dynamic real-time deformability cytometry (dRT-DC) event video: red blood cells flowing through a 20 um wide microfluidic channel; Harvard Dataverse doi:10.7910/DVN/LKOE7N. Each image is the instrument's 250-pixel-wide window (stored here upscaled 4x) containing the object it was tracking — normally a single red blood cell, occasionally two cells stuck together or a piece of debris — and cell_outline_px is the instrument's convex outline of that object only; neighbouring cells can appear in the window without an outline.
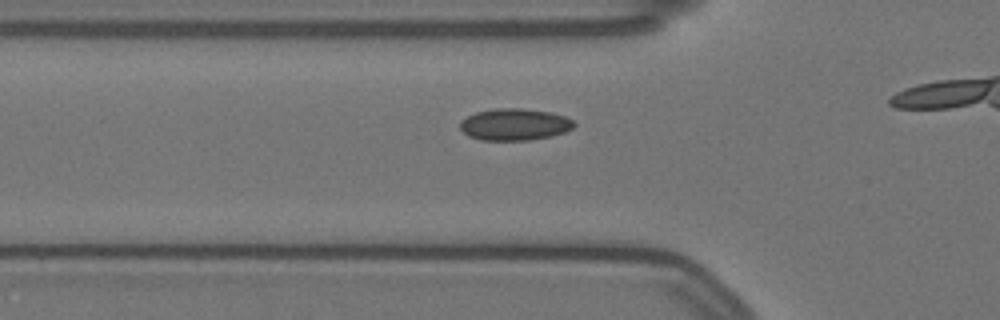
{"species": "Egyptian fruit bat (a non-hibernating species)", "species_latin": "Rousettus aegyptiacus", "temperature_condition": "warm", "stored_images_in_passage": 11, "camera_frame_rate_fps": 3000, "um_per_image_px": 0.085, "animal": {"sex": "female"}, "frame": {"image": 1, "passage_image": 2, "time_ms": 0.333, "image_size_px": [1000, 320], "cell_outline_px": [[576, 124], [572, 128], [564, 132], [552, 136], [528, 140], [480, 140], [468, 136], [460, 128], [460, 120], [476, 112], [496, 108], [520, 108], [552, 112], [564, 116], [572, 120]], "centroid_in_image_um": [43.73, 10.58], "position_along_channel_um": 82.1, "area_um2": 21.15}}
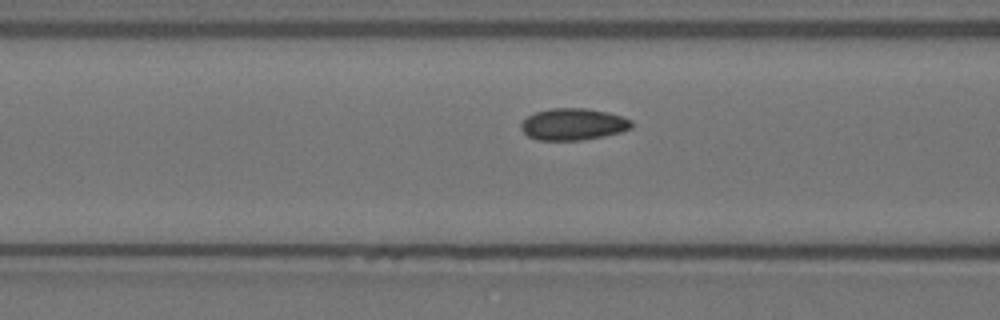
{"frame": {"image": 2, "passage_image": 5, "time_ms": 1.333, "image_size_px": [1000, 320], "cell_outline_px": [[632, 128], [620, 132], [604, 136], [580, 140], [536, 140], [528, 136], [520, 128], [520, 124], [528, 116], [536, 112], [552, 108], [584, 108], [608, 112], [632, 120]], "centroid_in_image_um": [48.71, 10.56], "position_along_channel_um": 117.9, "area_um2": 20.4}}
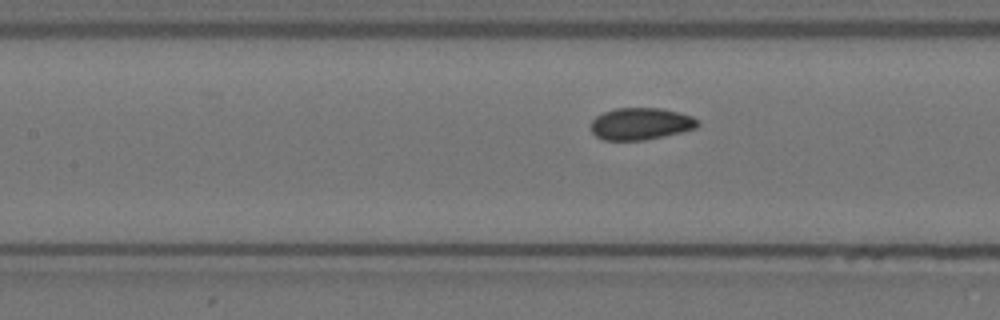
{"frame": {"image": 3, "passage_image": 8, "time_ms": 2.333, "image_size_px": [1000, 320], "cell_outline_px": [[700, 124], [696, 128], [680, 132], [644, 140], [604, 140], [596, 136], [592, 132], [592, 120], [596, 116], [604, 112], [616, 108], [660, 108], [680, 112], [692, 116]], "centroid_in_image_um": [54.46, 10.51], "position_along_channel_um": 152.9, "area_um2": 19.77}}